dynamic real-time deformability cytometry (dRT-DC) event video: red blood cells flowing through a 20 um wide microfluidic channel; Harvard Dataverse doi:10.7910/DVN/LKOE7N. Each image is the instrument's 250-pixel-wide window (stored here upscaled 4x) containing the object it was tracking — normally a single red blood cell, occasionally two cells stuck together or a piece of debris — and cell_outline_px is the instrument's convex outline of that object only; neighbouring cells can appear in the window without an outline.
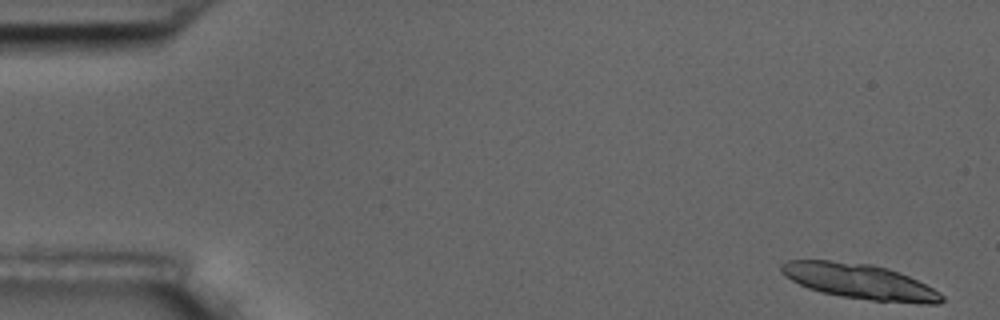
{"species": "common noctule bat (a hibernating species)", "species_latin": "Nyctalus noctula", "temperature_condition": "room temperature", "stored_images_in_passage": 5, "camera_frame_rate_fps": 3000, "um_per_image_px": 0.085, "animal": {"sex": "male", "body_mass_g": 17.5, "forearm_length_mm": 52.3}, "frame": {"image": 1, "passage_image": 1, "time_ms": 0.0, "image_size_px": [1000, 320], "cell_outline_px": [[944, 300], [940, 304], [920, 304], [872, 300], [840, 296], [820, 292], [808, 288], [784, 276], [780, 272], [780, 264], [788, 260], [828, 260], [872, 264], [888, 268], [908, 276], [940, 292], [944, 296]], "centroid_in_image_um": [73.07, 23.93], "position_along_channel_um": 11.9, "area_um2": 32.95}}